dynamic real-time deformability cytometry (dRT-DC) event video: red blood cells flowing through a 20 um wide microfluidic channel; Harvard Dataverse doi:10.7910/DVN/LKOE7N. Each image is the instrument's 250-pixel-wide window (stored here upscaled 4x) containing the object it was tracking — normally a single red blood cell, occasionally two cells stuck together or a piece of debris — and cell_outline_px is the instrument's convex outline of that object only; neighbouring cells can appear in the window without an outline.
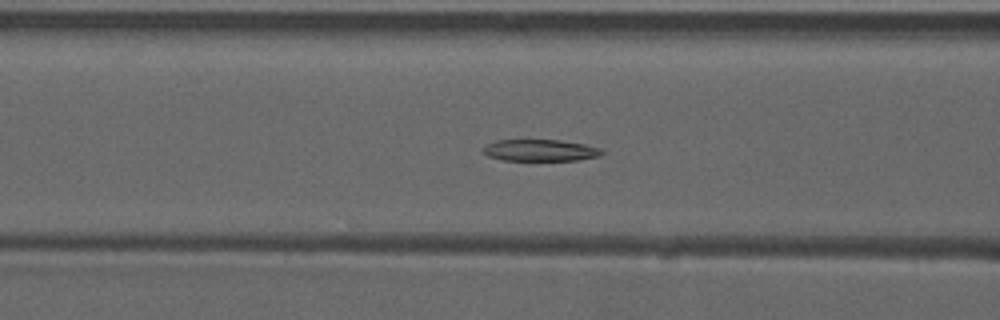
{"species": "common noctule bat (a hibernating species)", "species_latin": "Nyctalus noctula", "temperature_condition": "warm", "stored_images_in_passage": 52, "camera_frame_rate_fps": 3000, "um_per_image_px": 0.085, "animal": {"sex": "male", "forearm_length_mm": 52.5}, "frame": {"image": 1, "passage_image": 21, "time_ms": 6.667, "image_size_px": [1000, 320], "cell_outline_px": [[604, 152], [600, 156], [576, 160], [504, 160], [488, 156], [484, 152], [484, 148], [488, 144], [496, 140], [560, 140], [584, 144], [600, 148]], "centroid_in_image_um": [45.95, 12.77], "position_along_channel_um": 120.6, "area_um2": 14.8}}
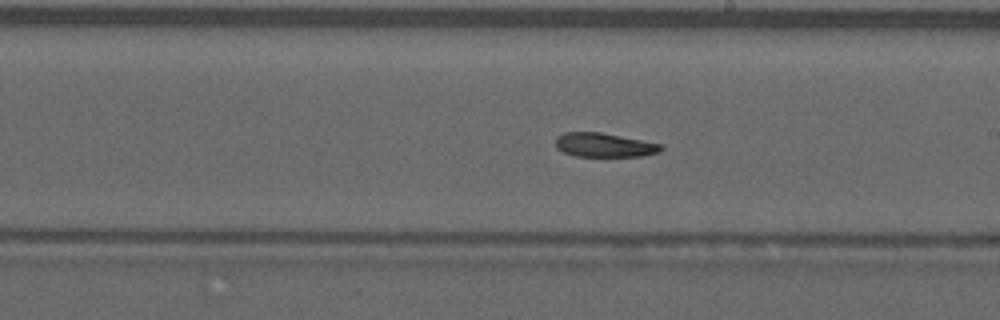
{"frame": {"image": 2, "passage_image": 30, "time_ms": 9.667, "image_size_px": [1000, 320], "cell_outline_px": [[664, 148], [660, 152], [640, 156], [576, 156], [564, 152], [556, 148], [556, 136], [564, 132], [600, 132], [664, 144]], "centroid_in_image_um": [51.38, 12.32], "position_along_channel_um": 237.6, "area_um2": 14.85}}
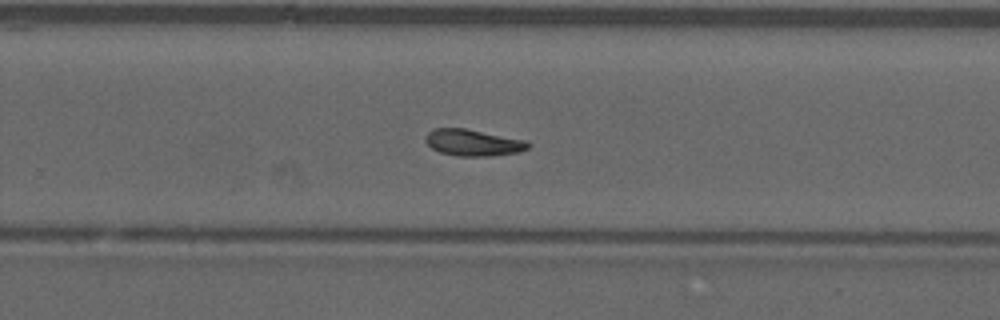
{"frame": {"image": 3, "passage_image": 34, "time_ms": 11.0, "image_size_px": [1000, 320], "cell_outline_px": [[532, 144], [528, 148], [520, 152], [488, 156], [456, 156], [440, 152], [432, 148], [424, 140], [424, 136], [432, 128], [464, 128], [528, 140]], "centroid_in_image_um": [40.22, 12.12], "position_along_channel_um": 289.6, "area_um2": 16.07}, "authors_computed_cell_mechanics": {"area_um2": 15.9817, "velocity_mm_per_s": 3.9117, "shape_relaxation_time_tau1_ms": null, "shape_relaxation_time_tau2_ms": 5.4379, "deformation_change_tau1": null, "deformation_change_tau2": 0.1287}}